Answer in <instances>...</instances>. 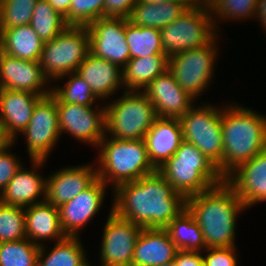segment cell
I'll return each instance as SVG.
<instances>
[{
  "mask_svg": "<svg viewBox=\"0 0 266 266\" xmlns=\"http://www.w3.org/2000/svg\"><path fill=\"white\" fill-rule=\"evenodd\" d=\"M58 109L60 134L68 133L75 139L98 147L105 134V105L101 108L63 103L53 92ZM93 109V110H92Z\"/></svg>",
  "mask_w": 266,
  "mask_h": 266,
  "instance_id": "12",
  "label": "cell"
},
{
  "mask_svg": "<svg viewBox=\"0 0 266 266\" xmlns=\"http://www.w3.org/2000/svg\"><path fill=\"white\" fill-rule=\"evenodd\" d=\"M225 180L246 209L266 201V149L238 166Z\"/></svg>",
  "mask_w": 266,
  "mask_h": 266,
  "instance_id": "17",
  "label": "cell"
},
{
  "mask_svg": "<svg viewBox=\"0 0 266 266\" xmlns=\"http://www.w3.org/2000/svg\"><path fill=\"white\" fill-rule=\"evenodd\" d=\"M76 73L90 86L98 99L106 100L123 85L122 69L107 60L89 53L79 65Z\"/></svg>",
  "mask_w": 266,
  "mask_h": 266,
  "instance_id": "24",
  "label": "cell"
},
{
  "mask_svg": "<svg viewBox=\"0 0 266 266\" xmlns=\"http://www.w3.org/2000/svg\"><path fill=\"white\" fill-rule=\"evenodd\" d=\"M40 246L28 238L0 243V266H37Z\"/></svg>",
  "mask_w": 266,
  "mask_h": 266,
  "instance_id": "33",
  "label": "cell"
},
{
  "mask_svg": "<svg viewBox=\"0 0 266 266\" xmlns=\"http://www.w3.org/2000/svg\"><path fill=\"white\" fill-rule=\"evenodd\" d=\"M82 266H91L90 264H89V262H85Z\"/></svg>",
  "mask_w": 266,
  "mask_h": 266,
  "instance_id": "48",
  "label": "cell"
},
{
  "mask_svg": "<svg viewBox=\"0 0 266 266\" xmlns=\"http://www.w3.org/2000/svg\"><path fill=\"white\" fill-rule=\"evenodd\" d=\"M89 53L87 26L68 25L55 38L44 42L40 66L49 82L63 79L76 72Z\"/></svg>",
  "mask_w": 266,
  "mask_h": 266,
  "instance_id": "7",
  "label": "cell"
},
{
  "mask_svg": "<svg viewBox=\"0 0 266 266\" xmlns=\"http://www.w3.org/2000/svg\"><path fill=\"white\" fill-rule=\"evenodd\" d=\"M157 171L185 198L200 194L224 180L217 166L185 140Z\"/></svg>",
  "mask_w": 266,
  "mask_h": 266,
  "instance_id": "5",
  "label": "cell"
},
{
  "mask_svg": "<svg viewBox=\"0 0 266 266\" xmlns=\"http://www.w3.org/2000/svg\"><path fill=\"white\" fill-rule=\"evenodd\" d=\"M48 81L40 61L19 59L0 50V89L29 91L46 96L52 92V88L44 89Z\"/></svg>",
  "mask_w": 266,
  "mask_h": 266,
  "instance_id": "15",
  "label": "cell"
},
{
  "mask_svg": "<svg viewBox=\"0 0 266 266\" xmlns=\"http://www.w3.org/2000/svg\"><path fill=\"white\" fill-rule=\"evenodd\" d=\"M138 1H142L145 3H151V4L162 3V2H166V3L173 2V3L183 4L187 9H189V8L199 5L204 0H138Z\"/></svg>",
  "mask_w": 266,
  "mask_h": 266,
  "instance_id": "43",
  "label": "cell"
},
{
  "mask_svg": "<svg viewBox=\"0 0 266 266\" xmlns=\"http://www.w3.org/2000/svg\"><path fill=\"white\" fill-rule=\"evenodd\" d=\"M30 161L33 169L28 171L21 167L0 193L2 203L25 208L45 201L46 179L37 173L38 167H44V160ZM41 196L43 199L37 200Z\"/></svg>",
  "mask_w": 266,
  "mask_h": 266,
  "instance_id": "21",
  "label": "cell"
},
{
  "mask_svg": "<svg viewBox=\"0 0 266 266\" xmlns=\"http://www.w3.org/2000/svg\"><path fill=\"white\" fill-rule=\"evenodd\" d=\"M38 0H0V28H12L31 23Z\"/></svg>",
  "mask_w": 266,
  "mask_h": 266,
  "instance_id": "37",
  "label": "cell"
},
{
  "mask_svg": "<svg viewBox=\"0 0 266 266\" xmlns=\"http://www.w3.org/2000/svg\"><path fill=\"white\" fill-rule=\"evenodd\" d=\"M24 238H27L24 208L0 201V243Z\"/></svg>",
  "mask_w": 266,
  "mask_h": 266,
  "instance_id": "34",
  "label": "cell"
},
{
  "mask_svg": "<svg viewBox=\"0 0 266 266\" xmlns=\"http://www.w3.org/2000/svg\"><path fill=\"white\" fill-rule=\"evenodd\" d=\"M21 134L25 136L30 159L46 161L61 136L57 103L51 94L37 102L31 120Z\"/></svg>",
  "mask_w": 266,
  "mask_h": 266,
  "instance_id": "11",
  "label": "cell"
},
{
  "mask_svg": "<svg viewBox=\"0 0 266 266\" xmlns=\"http://www.w3.org/2000/svg\"><path fill=\"white\" fill-rule=\"evenodd\" d=\"M187 8L173 2L145 3L136 0L128 21L136 26L161 29L176 20Z\"/></svg>",
  "mask_w": 266,
  "mask_h": 266,
  "instance_id": "28",
  "label": "cell"
},
{
  "mask_svg": "<svg viewBox=\"0 0 266 266\" xmlns=\"http://www.w3.org/2000/svg\"><path fill=\"white\" fill-rule=\"evenodd\" d=\"M158 266H175V265H174V262L171 261V262H168V263H165V264H161V265H158Z\"/></svg>",
  "mask_w": 266,
  "mask_h": 266,
  "instance_id": "47",
  "label": "cell"
},
{
  "mask_svg": "<svg viewBox=\"0 0 266 266\" xmlns=\"http://www.w3.org/2000/svg\"><path fill=\"white\" fill-rule=\"evenodd\" d=\"M208 5L209 11L215 18H212L215 28H217L216 20L219 17L228 21V19L237 20L245 18H253L257 0H204ZM215 14V15H214ZM218 16V17H217ZM252 16V17H251ZM217 18V19H216Z\"/></svg>",
  "mask_w": 266,
  "mask_h": 266,
  "instance_id": "35",
  "label": "cell"
},
{
  "mask_svg": "<svg viewBox=\"0 0 266 266\" xmlns=\"http://www.w3.org/2000/svg\"><path fill=\"white\" fill-rule=\"evenodd\" d=\"M165 229L178 250L204 252L206 249L203 232L187 208L176 216Z\"/></svg>",
  "mask_w": 266,
  "mask_h": 266,
  "instance_id": "29",
  "label": "cell"
},
{
  "mask_svg": "<svg viewBox=\"0 0 266 266\" xmlns=\"http://www.w3.org/2000/svg\"><path fill=\"white\" fill-rule=\"evenodd\" d=\"M254 15L261 22L262 27H265L266 31V0H257L256 9Z\"/></svg>",
  "mask_w": 266,
  "mask_h": 266,
  "instance_id": "44",
  "label": "cell"
},
{
  "mask_svg": "<svg viewBox=\"0 0 266 266\" xmlns=\"http://www.w3.org/2000/svg\"><path fill=\"white\" fill-rule=\"evenodd\" d=\"M103 227L101 266H131L135 243L142 227L119 217L112 210Z\"/></svg>",
  "mask_w": 266,
  "mask_h": 266,
  "instance_id": "14",
  "label": "cell"
},
{
  "mask_svg": "<svg viewBox=\"0 0 266 266\" xmlns=\"http://www.w3.org/2000/svg\"><path fill=\"white\" fill-rule=\"evenodd\" d=\"M44 42L31 25L0 28V50L28 61H40Z\"/></svg>",
  "mask_w": 266,
  "mask_h": 266,
  "instance_id": "26",
  "label": "cell"
},
{
  "mask_svg": "<svg viewBox=\"0 0 266 266\" xmlns=\"http://www.w3.org/2000/svg\"><path fill=\"white\" fill-rule=\"evenodd\" d=\"M203 256L204 266H237L236 247L206 248Z\"/></svg>",
  "mask_w": 266,
  "mask_h": 266,
  "instance_id": "40",
  "label": "cell"
},
{
  "mask_svg": "<svg viewBox=\"0 0 266 266\" xmlns=\"http://www.w3.org/2000/svg\"><path fill=\"white\" fill-rule=\"evenodd\" d=\"M106 187L102 180L97 179L86 190L58 207L60 225L66 236L78 237L79 230L95 217L102 207Z\"/></svg>",
  "mask_w": 266,
  "mask_h": 266,
  "instance_id": "16",
  "label": "cell"
},
{
  "mask_svg": "<svg viewBox=\"0 0 266 266\" xmlns=\"http://www.w3.org/2000/svg\"><path fill=\"white\" fill-rule=\"evenodd\" d=\"M143 140L149 160L157 170L175 154L183 141L179 119L158 117Z\"/></svg>",
  "mask_w": 266,
  "mask_h": 266,
  "instance_id": "22",
  "label": "cell"
},
{
  "mask_svg": "<svg viewBox=\"0 0 266 266\" xmlns=\"http://www.w3.org/2000/svg\"><path fill=\"white\" fill-rule=\"evenodd\" d=\"M222 110L223 164L225 179L242 163L266 149V117L240 105Z\"/></svg>",
  "mask_w": 266,
  "mask_h": 266,
  "instance_id": "3",
  "label": "cell"
},
{
  "mask_svg": "<svg viewBox=\"0 0 266 266\" xmlns=\"http://www.w3.org/2000/svg\"><path fill=\"white\" fill-rule=\"evenodd\" d=\"M222 110L193 105L179 118L183 140L194 144L217 168L223 164Z\"/></svg>",
  "mask_w": 266,
  "mask_h": 266,
  "instance_id": "9",
  "label": "cell"
},
{
  "mask_svg": "<svg viewBox=\"0 0 266 266\" xmlns=\"http://www.w3.org/2000/svg\"><path fill=\"white\" fill-rule=\"evenodd\" d=\"M125 38L130 51V59L165 54L161 32L158 28L136 26L126 18Z\"/></svg>",
  "mask_w": 266,
  "mask_h": 266,
  "instance_id": "31",
  "label": "cell"
},
{
  "mask_svg": "<svg viewBox=\"0 0 266 266\" xmlns=\"http://www.w3.org/2000/svg\"><path fill=\"white\" fill-rule=\"evenodd\" d=\"M79 237L66 236L54 243L49 254L46 246H40L37 266H82L86 261L85 249Z\"/></svg>",
  "mask_w": 266,
  "mask_h": 266,
  "instance_id": "30",
  "label": "cell"
},
{
  "mask_svg": "<svg viewBox=\"0 0 266 266\" xmlns=\"http://www.w3.org/2000/svg\"><path fill=\"white\" fill-rule=\"evenodd\" d=\"M90 53L123 69L130 60L125 38L126 18L101 17L87 25Z\"/></svg>",
  "mask_w": 266,
  "mask_h": 266,
  "instance_id": "13",
  "label": "cell"
},
{
  "mask_svg": "<svg viewBox=\"0 0 266 266\" xmlns=\"http://www.w3.org/2000/svg\"><path fill=\"white\" fill-rule=\"evenodd\" d=\"M178 252L165 228H142L131 266H158L171 262Z\"/></svg>",
  "mask_w": 266,
  "mask_h": 266,
  "instance_id": "23",
  "label": "cell"
},
{
  "mask_svg": "<svg viewBox=\"0 0 266 266\" xmlns=\"http://www.w3.org/2000/svg\"><path fill=\"white\" fill-rule=\"evenodd\" d=\"M205 1L187 9L176 20L160 29L162 47L167 57L209 44L217 30Z\"/></svg>",
  "mask_w": 266,
  "mask_h": 266,
  "instance_id": "8",
  "label": "cell"
},
{
  "mask_svg": "<svg viewBox=\"0 0 266 266\" xmlns=\"http://www.w3.org/2000/svg\"><path fill=\"white\" fill-rule=\"evenodd\" d=\"M158 117L181 118L192 106V98L177 83L168 69L157 76L144 90Z\"/></svg>",
  "mask_w": 266,
  "mask_h": 266,
  "instance_id": "19",
  "label": "cell"
},
{
  "mask_svg": "<svg viewBox=\"0 0 266 266\" xmlns=\"http://www.w3.org/2000/svg\"><path fill=\"white\" fill-rule=\"evenodd\" d=\"M55 10L65 16L69 12L72 0H48Z\"/></svg>",
  "mask_w": 266,
  "mask_h": 266,
  "instance_id": "45",
  "label": "cell"
},
{
  "mask_svg": "<svg viewBox=\"0 0 266 266\" xmlns=\"http://www.w3.org/2000/svg\"><path fill=\"white\" fill-rule=\"evenodd\" d=\"M65 76L71 78L65 83L52 88V92L63 102L81 104L84 106H92L96 102L97 97L94 95L90 86L76 72Z\"/></svg>",
  "mask_w": 266,
  "mask_h": 266,
  "instance_id": "36",
  "label": "cell"
},
{
  "mask_svg": "<svg viewBox=\"0 0 266 266\" xmlns=\"http://www.w3.org/2000/svg\"><path fill=\"white\" fill-rule=\"evenodd\" d=\"M26 237L36 245L42 246L44 240L57 242L66 237L59 217V208L43 201L24 208ZM41 240V241H40Z\"/></svg>",
  "mask_w": 266,
  "mask_h": 266,
  "instance_id": "25",
  "label": "cell"
},
{
  "mask_svg": "<svg viewBox=\"0 0 266 266\" xmlns=\"http://www.w3.org/2000/svg\"><path fill=\"white\" fill-rule=\"evenodd\" d=\"M111 210L142 228H165L186 209V198L156 170L117 186Z\"/></svg>",
  "mask_w": 266,
  "mask_h": 266,
  "instance_id": "1",
  "label": "cell"
},
{
  "mask_svg": "<svg viewBox=\"0 0 266 266\" xmlns=\"http://www.w3.org/2000/svg\"><path fill=\"white\" fill-rule=\"evenodd\" d=\"M13 144L14 141L0 152V193L14 177L15 173L22 167L20 159L16 158V154H12L9 150L11 146L13 147Z\"/></svg>",
  "mask_w": 266,
  "mask_h": 266,
  "instance_id": "39",
  "label": "cell"
},
{
  "mask_svg": "<svg viewBox=\"0 0 266 266\" xmlns=\"http://www.w3.org/2000/svg\"><path fill=\"white\" fill-rule=\"evenodd\" d=\"M12 140L6 135L4 130L0 127V152L6 148Z\"/></svg>",
  "mask_w": 266,
  "mask_h": 266,
  "instance_id": "46",
  "label": "cell"
},
{
  "mask_svg": "<svg viewBox=\"0 0 266 266\" xmlns=\"http://www.w3.org/2000/svg\"><path fill=\"white\" fill-rule=\"evenodd\" d=\"M105 135L98 145V179L106 185L112 183L113 190L124 183L133 182L151 174L156 169L151 164L145 141L118 140Z\"/></svg>",
  "mask_w": 266,
  "mask_h": 266,
  "instance_id": "4",
  "label": "cell"
},
{
  "mask_svg": "<svg viewBox=\"0 0 266 266\" xmlns=\"http://www.w3.org/2000/svg\"><path fill=\"white\" fill-rule=\"evenodd\" d=\"M42 97L29 91L0 89V127L12 141L27 127Z\"/></svg>",
  "mask_w": 266,
  "mask_h": 266,
  "instance_id": "20",
  "label": "cell"
},
{
  "mask_svg": "<svg viewBox=\"0 0 266 266\" xmlns=\"http://www.w3.org/2000/svg\"><path fill=\"white\" fill-rule=\"evenodd\" d=\"M167 69L168 57L165 54L130 59L122 69L125 90L143 91Z\"/></svg>",
  "mask_w": 266,
  "mask_h": 266,
  "instance_id": "27",
  "label": "cell"
},
{
  "mask_svg": "<svg viewBox=\"0 0 266 266\" xmlns=\"http://www.w3.org/2000/svg\"><path fill=\"white\" fill-rule=\"evenodd\" d=\"M136 0H104V17L128 18Z\"/></svg>",
  "mask_w": 266,
  "mask_h": 266,
  "instance_id": "41",
  "label": "cell"
},
{
  "mask_svg": "<svg viewBox=\"0 0 266 266\" xmlns=\"http://www.w3.org/2000/svg\"><path fill=\"white\" fill-rule=\"evenodd\" d=\"M175 266H204L202 252L178 250L175 259Z\"/></svg>",
  "mask_w": 266,
  "mask_h": 266,
  "instance_id": "42",
  "label": "cell"
},
{
  "mask_svg": "<svg viewBox=\"0 0 266 266\" xmlns=\"http://www.w3.org/2000/svg\"><path fill=\"white\" fill-rule=\"evenodd\" d=\"M157 118L154 105L142 90H125L105 106V134L118 140L143 139Z\"/></svg>",
  "mask_w": 266,
  "mask_h": 266,
  "instance_id": "6",
  "label": "cell"
},
{
  "mask_svg": "<svg viewBox=\"0 0 266 266\" xmlns=\"http://www.w3.org/2000/svg\"><path fill=\"white\" fill-rule=\"evenodd\" d=\"M59 170L46 179L45 201L55 207L69 202L98 179L97 169L91 164Z\"/></svg>",
  "mask_w": 266,
  "mask_h": 266,
  "instance_id": "18",
  "label": "cell"
},
{
  "mask_svg": "<svg viewBox=\"0 0 266 266\" xmlns=\"http://www.w3.org/2000/svg\"><path fill=\"white\" fill-rule=\"evenodd\" d=\"M104 17V0H72L64 16L68 25L87 26Z\"/></svg>",
  "mask_w": 266,
  "mask_h": 266,
  "instance_id": "38",
  "label": "cell"
},
{
  "mask_svg": "<svg viewBox=\"0 0 266 266\" xmlns=\"http://www.w3.org/2000/svg\"><path fill=\"white\" fill-rule=\"evenodd\" d=\"M214 38L209 44L185 50L168 57V71L179 86L192 98H197L206 90L214 73L218 54Z\"/></svg>",
  "mask_w": 266,
  "mask_h": 266,
  "instance_id": "10",
  "label": "cell"
},
{
  "mask_svg": "<svg viewBox=\"0 0 266 266\" xmlns=\"http://www.w3.org/2000/svg\"><path fill=\"white\" fill-rule=\"evenodd\" d=\"M186 208L200 226L206 248L236 246V218L246 208L225 179L200 194L186 198Z\"/></svg>",
  "mask_w": 266,
  "mask_h": 266,
  "instance_id": "2",
  "label": "cell"
},
{
  "mask_svg": "<svg viewBox=\"0 0 266 266\" xmlns=\"http://www.w3.org/2000/svg\"><path fill=\"white\" fill-rule=\"evenodd\" d=\"M30 25L43 42L52 40L68 26L64 16L48 0L37 1Z\"/></svg>",
  "mask_w": 266,
  "mask_h": 266,
  "instance_id": "32",
  "label": "cell"
}]
</instances>
